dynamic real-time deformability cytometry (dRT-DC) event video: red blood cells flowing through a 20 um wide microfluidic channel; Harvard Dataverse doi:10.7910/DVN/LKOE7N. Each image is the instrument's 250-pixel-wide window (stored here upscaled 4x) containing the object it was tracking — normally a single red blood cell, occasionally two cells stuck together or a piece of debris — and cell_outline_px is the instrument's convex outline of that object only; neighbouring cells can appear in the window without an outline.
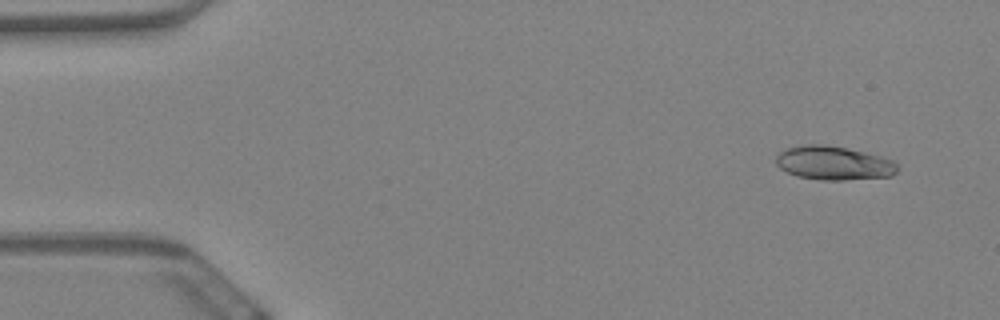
{"species": "Egyptian fruit bat (a non-hibernating species)", "species_latin": "Rousettus aegyptiacus", "temperature_condition": "warm", "stored_images_in_passage": 60, "camera_frame_rate_fps": 3000, "um_per_image_px": 0.085, "animal": {"sex": "female"}, "frame": {"image": 1, "passage_image": 5, "time_ms": 1.333, "image_size_px": [1000, 320], "cell_outline_px": [[900, 168], [892, 176], [844, 180], [820, 180], [796, 176], [780, 168], [776, 164], [776, 156], [780, 152], [788, 148], [804, 144], [824, 144], [864, 152], [896, 160]], "centroid_in_image_um": [70.9, 13.87], "position_along_channel_um": 14.1, "area_um2": 24.04}}
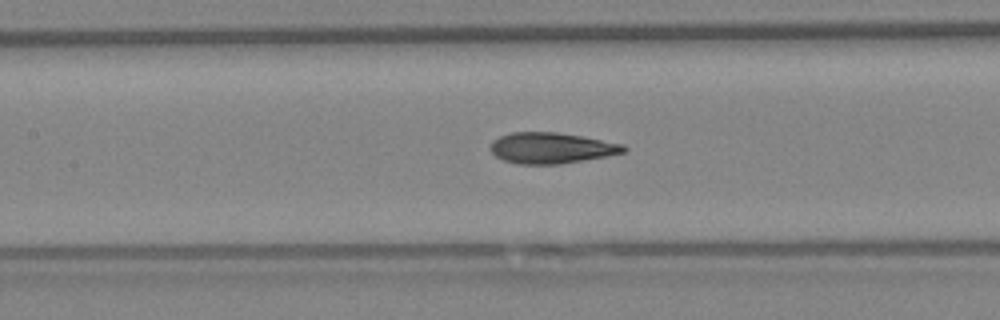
{"frame": {"image": 2, "passage_image": 28, "time_ms": 9.0, "image_size_px": [1000, 320], "cell_outline_px": [[628, 148], [624, 152], [608, 156], [560, 164], [516, 164], [504, 160], [496, 156], [492, 152], [492, 140], [500, 136], [512, 132], [556, 132], [580, 136], [624, 144]], "centroid_in_image_um": [46.88, 12.58], "position_along_channel_um": 160.5, "area_um2": 23.87}}
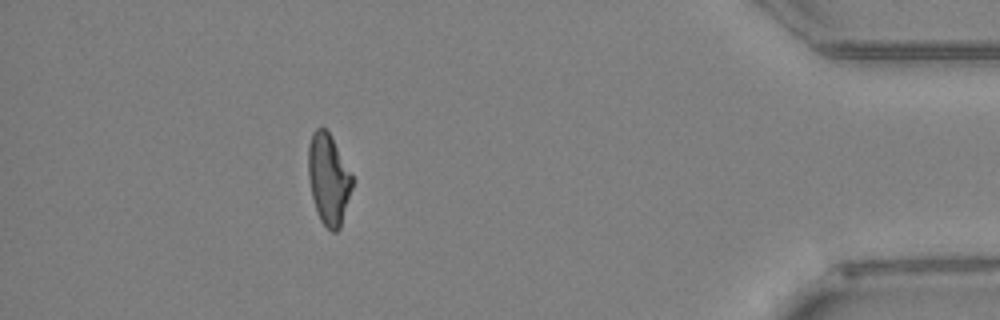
{"frame": {"image": 3, "passage_image": 54, "time_ms": 17.667, "image_size_px": [1000, 320], "cell_outline_px": [[352, 188], [340, 228], [336, 232], [332, 232], [320, 220], [312, 196], [308, 176], [308, 144], [312, 132], [316, 128], [324, 128], [328, 132], [352, 176]], "centroid_in_image_um": [27.9, 15.24], "position_along_channel_um": 407.3, "area_um2": 22.77}, "authors_computed_cell_mechanics": {"area_um2": 23.6691, "velocity_mm_per_s": 3.4382, "shape_relaxation_time_tau1_ms": 7.3115, "shape_relaxation_time_tau2_ms": 1.9639, "deformation_change_tau1": 0.2019, "deformation_change_tau2": 0.0895}}